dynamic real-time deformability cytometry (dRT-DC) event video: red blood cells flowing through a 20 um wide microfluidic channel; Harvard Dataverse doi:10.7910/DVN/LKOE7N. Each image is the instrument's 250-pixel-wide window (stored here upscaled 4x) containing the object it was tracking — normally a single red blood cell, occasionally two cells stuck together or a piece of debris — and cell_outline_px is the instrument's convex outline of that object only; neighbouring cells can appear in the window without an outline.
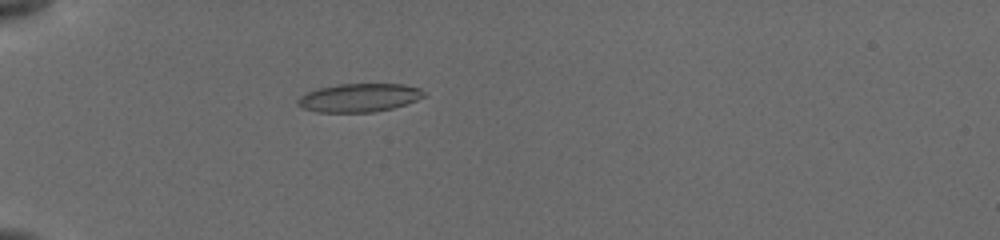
{"species": "common noctule bat (a hibernating species)", "species_latin": "Nyctalus noctula", "temperature_condition": "cold", "stored_images_in_passage": 29, "camera_frame_rate_fps": 3000, "um_per_image_px": 0.085, "animal": {"sex": "female", "body_mass_g": 19.5, "forearm_length_mm": 54.1}, "frame": {"image": 1, "passage_image": 1, "time_ms": 0.0, "image_size_px": [1000, 240], "cell_outline_px": [[428, 96], [392, 108], [372, 112], [320, 112], [304, 108], [296, 104], [296, 100], [300, 96], [308, 92], [320, 88], [336, 84], [400, 84], [420, 88]], "centroid_in_image_um": [30.53, 8.3], "position_along_channel_um": 54.5, "area_um2": 20.75}}
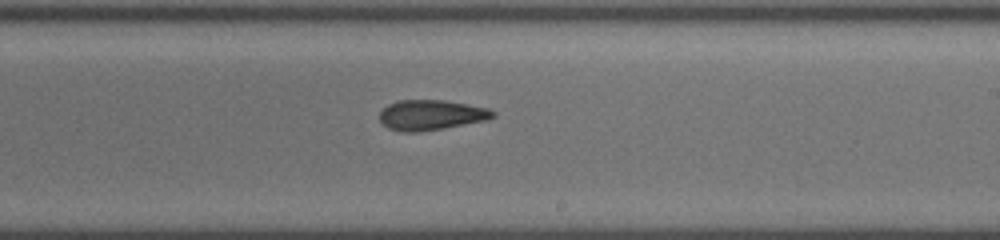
{"frame": {"image": 2, "passage_image": 17, "time_ms": 5.667, "image_size_px": [1000, 240], "cell_outline_px": [[496, 116], [484, 120], [444, 128], [420, 132], [400, 132], [388, 128], [380, 124], [380, 112], [388, 104], [396, 100], [444, 100], [488, 108], [496, 112]], "centroid_in_image_um": [36.6, 9.78], "position_along_channel_um": 252.4, "area_um2": 20.0}}
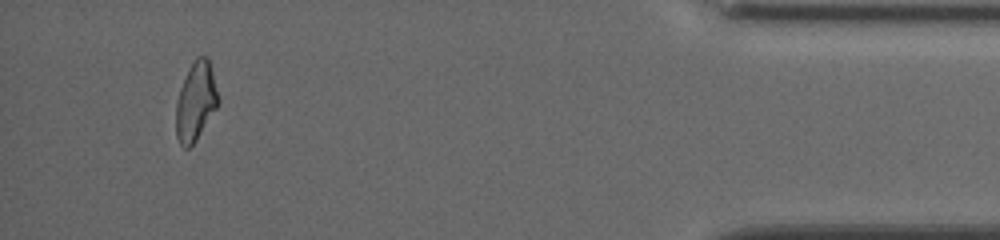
{"frame": {"image": 3, "passage_image": 28, "time_ms": 11.333, "image_size_px": [1000, 240], "cell_outline_px": [[220, 100], [216, 108], [196, 140], [188, 148], [184, 148], [180, 144], [176, 136], [176, 104], [180, 88], [188, 68], [196, 56], [208, 56]], "centroid_in_image_um": [16.64, 8.6], "position_along_channel_um": 418.6, "area_um2": 19.31}, "authors_computed_cell_mechanics": {"area_um2": 20.3456, "velocity_mm_per_s": 3.8838, "shape_relaxation_time_tau1_ms": null, "shape_relaxation_time_tau2_ms": 3.8803, "deformation_change_tau1": null, "deformation_change_tau2": 0.1269}}